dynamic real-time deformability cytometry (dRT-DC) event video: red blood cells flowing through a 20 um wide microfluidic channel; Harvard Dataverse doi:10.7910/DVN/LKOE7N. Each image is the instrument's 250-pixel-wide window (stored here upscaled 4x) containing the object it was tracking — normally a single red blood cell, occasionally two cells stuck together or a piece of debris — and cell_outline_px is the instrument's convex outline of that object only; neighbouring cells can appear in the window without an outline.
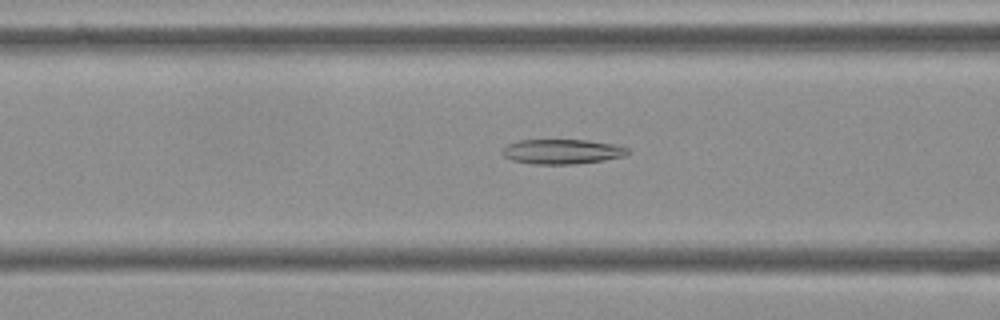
{"species": "Egyptian fruit bat (a non-hibernating species)", "species_latin": "Rousettus aegyptiacus", "temperature_condition": "cold", "stored_images_in_passage": 44, "camera_frame_rate_fps": 3000, "um_per_image_px": 0.085, "frame": {"image": 1, "passage_image": 10, "time_ms": 3.0, "image_size_px": [1000, 320], "cell_outline_px": [[632, 152], [624, 156], [604, 160], [576, 164], [532, 164], [512, 160], [504, 156], [504, 148], [508, 144], [520, 140], [588, 140], [616, 144], [628, 148]], "centroid_in_image_um": [47.85, 12.88], "position_along_channel_um": 118.8, "area_um2": 18.15}}
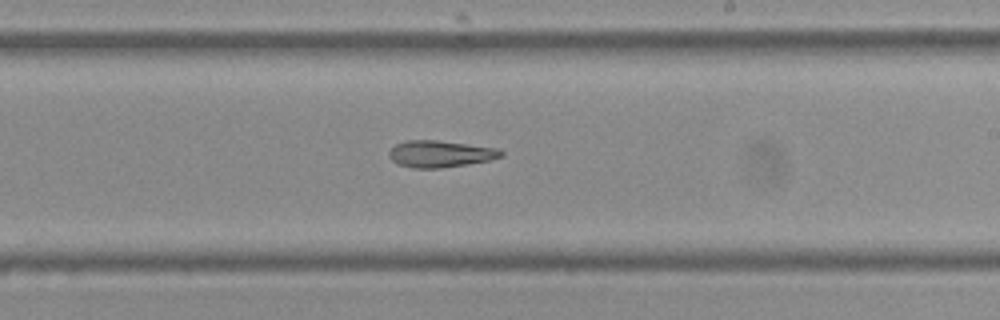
{"frame": {"image": 2, "passage_image": 21, "time_ms": 6.667, "image_size_px": [1000, 320], "cell_outline_px": [[504, 156], [488, 160], [468, 164], [440, 168], [412, 168], [400, 164], [392, 160], [388, 156], [388, 152], [396, 144], [404, 140], [436, 140], [500, 148], [504, 152]], "centroid_in_image_um": [37.44, 13.07], "position_along_channel_um": 251.6, "area_um2": 17.51}}
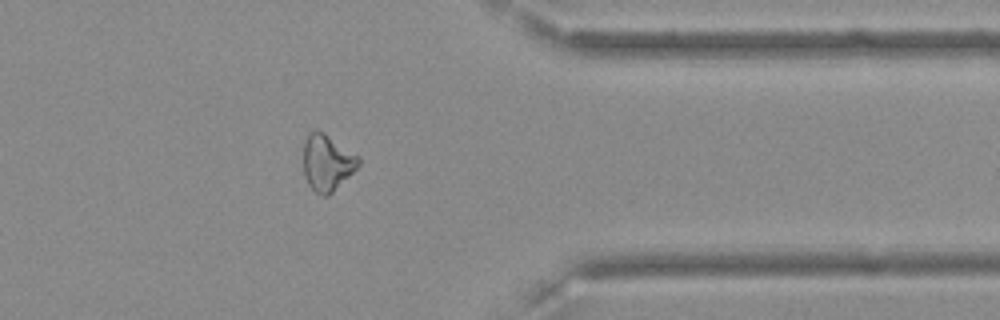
{"frame": {"image": 3, "passage_image": 33, "time_ms": 10.667, "image_size_px": [1000, 320], "cell_outline_px": [[360, 164], [328, 196], [324, 196], [316, 192], [308, 184], [304, 176], [304, 144], [308, 132], [316, 128], [324, 132], [360, 156]], "centroid_in_image_um": [27.8, 13.78], "position_along_channel_um": 383.6, "area_um2": 18.09}, "authors_computed_cell_mechanics": {"area_um2": 18.1203, "velocity_mm_per_s": 3.6191, "shape_relaxation_time_tau1_ms": null, "shape_relaxation_time_tau2_ms": 6.8797, "deformation_change_tau1": null, "deformation_change_tau2": 0.1531}}